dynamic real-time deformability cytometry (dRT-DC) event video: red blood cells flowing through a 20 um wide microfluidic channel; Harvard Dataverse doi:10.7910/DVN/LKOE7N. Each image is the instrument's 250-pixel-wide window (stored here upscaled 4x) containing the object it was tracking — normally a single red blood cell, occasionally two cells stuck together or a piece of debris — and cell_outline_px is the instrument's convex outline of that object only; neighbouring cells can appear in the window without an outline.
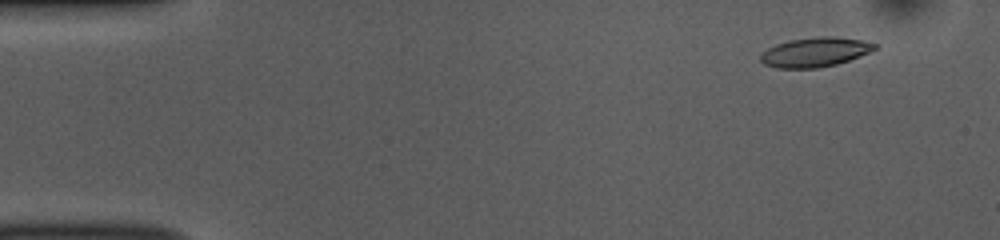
{"species": "common noctule bat (a hibernating species)", "species_latin": "Nyctalus noctula", "temperature_condition": "room temperature", "stored_images_in_passage": 52, "camera_frame_rate_fps": 3000, "um_per_image_px": 0.085, "animal": {"sex": "female", "body_mass_g": 10.0, "forearm_length_mm": 53.1}, "frame": {"image": 1, "passage_image": 5, "time_ms": 1.333, "image_size_px": [1000, 240], "cell_outline_px": [[880, 44], [876, 48], [868, 52], [848, 60], [836, 64], [816, 68], [776, 68], [764, 64], [760, 60], [760, 56], [768, 48], [776, 44], [788, 40], [820, 36], [832, 36], [860, 40]], "centroid_in_image_um": [69.26, 4.42], "position_along_channel_um": 15.7, "area_um2": 19.42}}
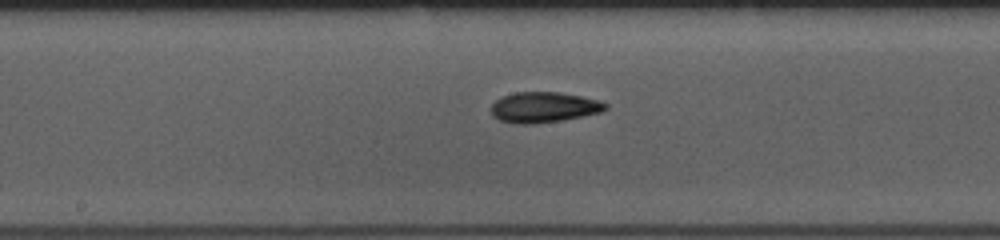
{"frame": {"image": 2, "passage_image": 27, "time_ms": 8.667, "image_size_px": [1000, 240], "cell_outline_px": [[608, 108], [600, 112], [584, 116], [560, 120], [532, 124], [512, 124], [500, 120], [492, 116], [492, 104], [496, 100], [504, 96], [516, 92], [560, 92], [600, 100], [608, 104]], "centroid_in_image_um": [46.23, 9.12], "position_along_channel_um": 202.0, "area_um2": 20.35}}
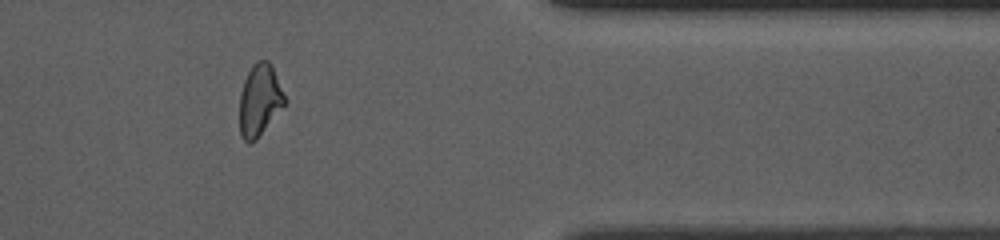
{"frame": {"image": 3, "passage_image": 43, "time_ms": 14.0, "image_size_px": [1000, 240], "cell_outline_px": [[284, 104], [256, 140], [248, 144], [240, 136], [240, 92], [244, 80], [252, 64], [256, 60], [268, 60], [272, 64], [284, 96]], "centroid_in_image_um": [22.03, 8.49], "position_along_channel_um": 389.4, "area_um2": 18.61}, "authors_computed_cell_mechanics": {"area_um2": 19.7676, "velocity_mm_per_s": 3.8924, "shape_relaxation_time_tau1_ms": 3.8801, "shape_relaxation_time_tau2_ms": 3.0598, "deformation_change_tau1": 0.1455, "deformation_change_tau2": 0.1011}}